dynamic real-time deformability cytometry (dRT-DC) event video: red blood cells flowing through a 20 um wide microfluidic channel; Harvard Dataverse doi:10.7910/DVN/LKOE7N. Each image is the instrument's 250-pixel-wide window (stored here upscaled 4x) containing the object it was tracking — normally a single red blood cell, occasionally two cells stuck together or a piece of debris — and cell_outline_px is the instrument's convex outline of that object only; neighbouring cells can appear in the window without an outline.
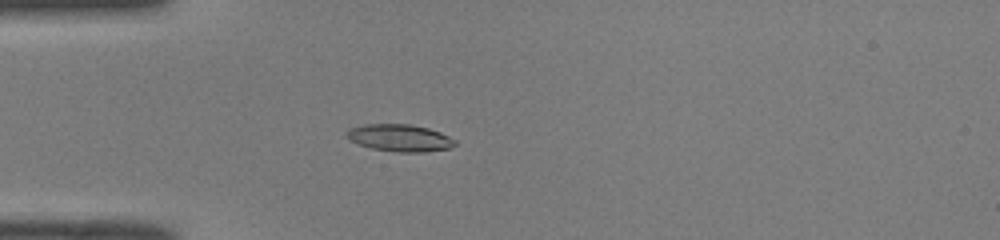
{"species": "common noctule bat (a hibernating species)", "species_latin": "Nyctalus noctula", "temperature_condition": "room temperature", "stored_images_in_passage": 47, "camera_frame_rate_fps": 3000, "um_per_image_px": 0.085, "animal": {"sex": "male", "body_mass_g": 19.0, "forearm_length_mm": 50.8}, "frame": {"image": 1, "passage_image": 12, "time_ms": 3.667, "image_size_px": [1000, 240], "cell_outline_px": [[456, 144], [448, 148], [424, 152], [400, 152], [372, 148], [348, 140], [344, 132], [348, 128], [364, 124], [408, 124], [428, 128], [440, 132], [456, 140]], "centroid_in_image_um": [33.94, 11.71], "position_along_channel_um": 51.1, "area_um2": 17.11}}
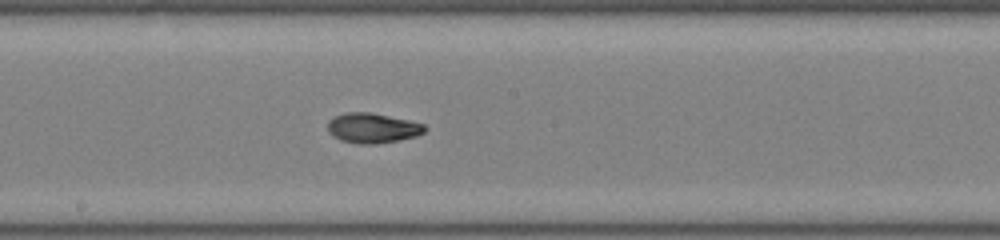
{"frame": {"image": 2, "passage_image": 25, "time_ms": 8.0, "image_size_px": [1000, 240], "cell_outline_px": [[428, 128], [424, 132], [416, 136], [400, 140], [376, 144], [356, 144], [340, 140], [332, 136], [328, 132], [328, 120], [344, 112], [368, 112], [408, 120], [424, 124]], "centroid_in_image_um": [31.65, 10.89], "position_along_channel_um": 216.6, "area_um2": 17.05}}
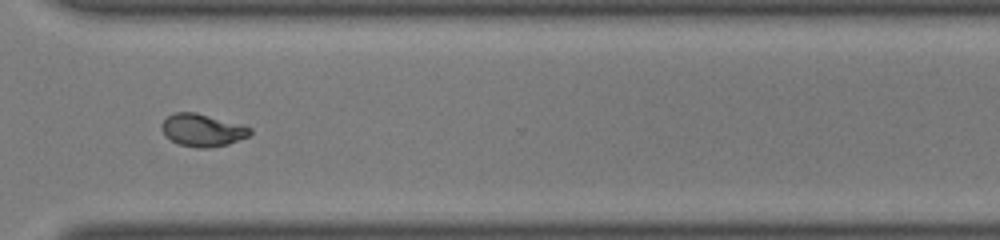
{"frame": {"image": 3, "passage_image": 35, "time_ms": 11.333, "image_size_px": [1000, 240], "cell_outline_px": [[252, 132], [248, 136], [228, 144], [208, 148], [196, 148], [180, 144], [164, 136], [160, 128], [160, 124], [168, 116], [176, 112], [196, 112], [244, 124], [252, 128]], "centroid_in_image_um": [17.21, 11.05], "position_along_channel_um": 353.4, "area_um2": 16.99}, "authors_computed_cell_mechanics": {"area_um2": 16.6464, "velocity_mm_per_s": 4.0842, "shape_relaxation_time_tau1_ms": 4.1407, "shape_relaxation_time_tau2_ms": 2.2563, "deformation_change_tau1": 0.1873, "deformation_change_tau2": 0.0436}}